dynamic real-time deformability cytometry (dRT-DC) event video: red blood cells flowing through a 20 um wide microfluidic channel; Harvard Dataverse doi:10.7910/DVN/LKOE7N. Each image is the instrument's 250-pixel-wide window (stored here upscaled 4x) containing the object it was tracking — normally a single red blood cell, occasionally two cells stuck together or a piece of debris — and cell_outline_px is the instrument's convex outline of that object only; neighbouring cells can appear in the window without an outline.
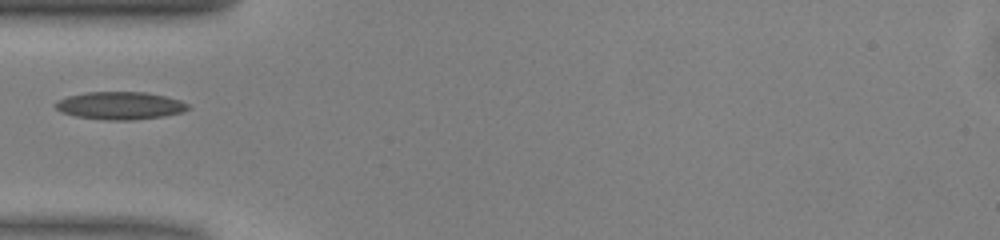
{"species": "common noctule bat (a hibernating species)", "species_latin": "Nyctalus noctula", "temperature_condition": "warm", "stored_images_in_passage": 35, "camera_frame_rate_fps": 3000, "um_per_image_px": 0.085, "animal": {"sex": "male", "body_mass_g": 13.0, "forearm_length_mm": 53.1}, "frame": {"image": 1, "passage_image": 1, "time_ms": 0.0, "image_size_px": [1000, 240], "cell_outline_px": [[192, 108], [184, 112], [164, 116], [132, 120], [104, 120], [76, 116], [60, 112], [52, 104], [56, 100], [68, 96], [84, 92], [144, 92], [164, 96], [180, 100], [188, 104]], "centroid_in_image_um": [10.19, 8.98], "position_along_channel_um": 74.8, "area_um2": 21.62}}